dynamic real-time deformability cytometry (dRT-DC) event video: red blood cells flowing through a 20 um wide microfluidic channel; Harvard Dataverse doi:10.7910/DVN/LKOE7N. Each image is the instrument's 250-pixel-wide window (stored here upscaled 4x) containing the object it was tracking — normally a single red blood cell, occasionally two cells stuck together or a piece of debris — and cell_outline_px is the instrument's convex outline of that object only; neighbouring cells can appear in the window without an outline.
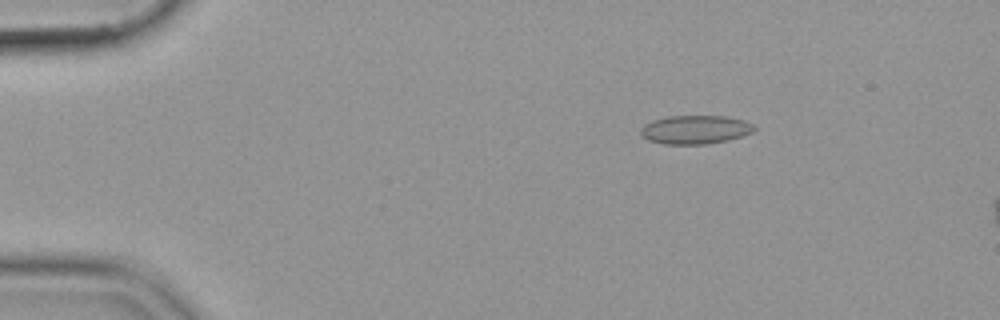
{"species": "common noctule bat (a hibernating species)", "species_latin": "Nyctalus noctula", "temperature_condition": "cold", "stored_images_in_passage": 55, "camera_frame_rate_fps": 3000, "um_per_image_px": 0.085, "animal": {"sex": "female", "body_mass_g": 19.9}, "frame": {"image": 1, "passage_image": 9, "time_ms": 2.667, "image_size_px": [1000, 320], "cell_outline_px": [[756, 128], [752, 132], [728, 140], [708, 144], [664, 144], [648, 140], [640, 132], [640, 128], [644, 124], [652, 120], [668, 116], [724, 116], [744, 120], [752, 124]], "centroid_in_image_um": [59.07, 11.01], "position_along_channel_um": 25.9, "area_um2": 18.9}}
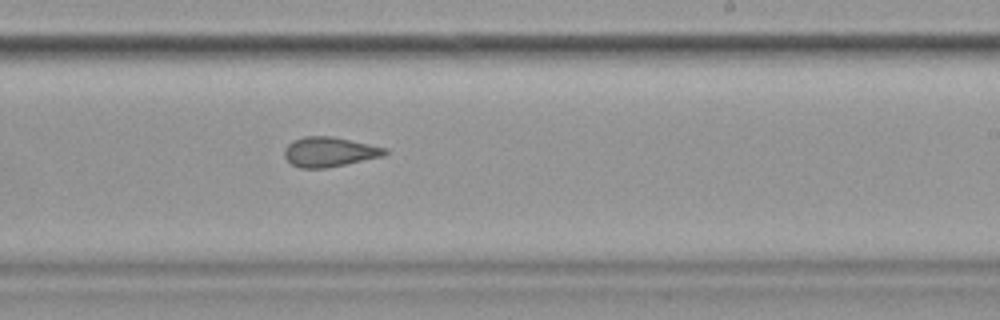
{"frame": {"image": 2, "passage_image": 34, "time_ms": 11.0, "image_size_px": [1000, 320], "cell_outline_px": [[388, 152], [384, 156], [324, 168], [300, 168], [292, 164], [284, 156], [284, 148], [292, 140], [304, 136], [332, 136], [388, 148]], "centroid_in_image_um": [27.99, 12.9], "position_along_channel_um": 261.0, "area_um2": 17.4}}
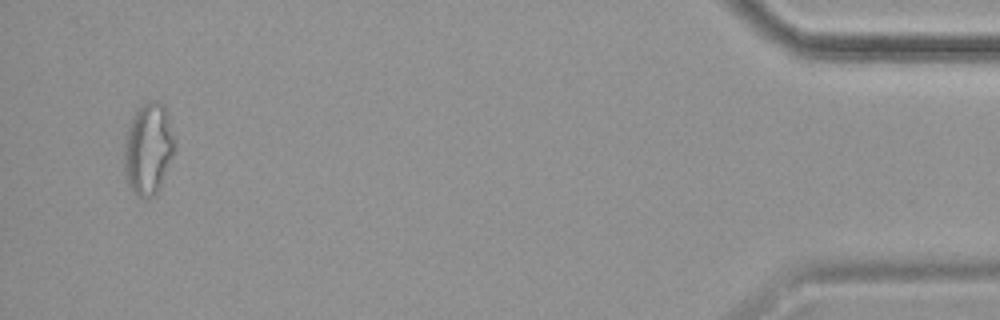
{"frame": {"image": 3, "passage_image": 53, "time_ms": 17.333, "image_size_px": [1000, 320], "cell_outline_px": [[176, 148], [160, 184], [156, 192], [152, 196], [136, 196], [128, 184], [124, 172], [124, 140], [132, 116], [148, 100], [156, 100], [164, 104], [168, 112], [176, 140]], "centroid_in_image_um": [12.62, 12.59], "position_along_channel_um": 422.6, "area_um2": 27.05}}